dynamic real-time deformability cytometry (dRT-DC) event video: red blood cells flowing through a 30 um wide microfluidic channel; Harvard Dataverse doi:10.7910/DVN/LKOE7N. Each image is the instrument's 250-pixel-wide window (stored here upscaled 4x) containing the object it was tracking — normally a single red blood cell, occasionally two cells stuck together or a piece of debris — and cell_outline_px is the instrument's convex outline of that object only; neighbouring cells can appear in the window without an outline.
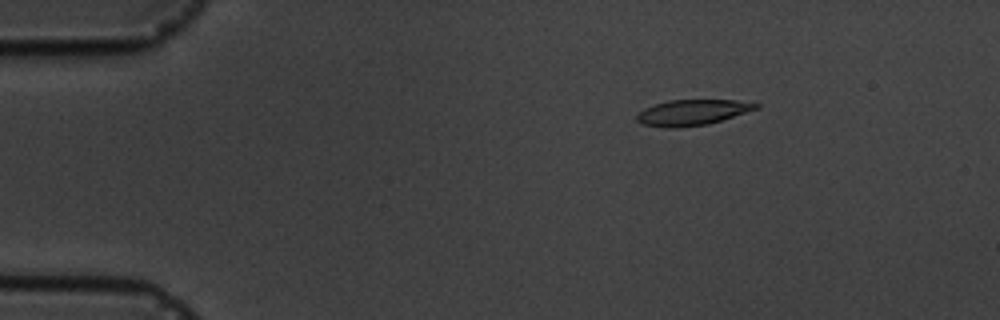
{"species": "common noctule bat (a hibernating species)", "species_latin": "Nyctalus noctula", "temperature_condition": "cold", "stored_images_in_passage": 4, "camera_frame_rate_fps": 3000, "um_per_image_px": 0.085, "animal": {"sex": "male", "body_mass_g": 19.5, "forearm_length_mm": 54.6}, "frame": {"image": 1, "passage_image": 3, "time_ms": 2.333, "image_size_px": [1000, 320], "cell_outline_px": [[760, 108], [708, 124], [676, 128], [664, 128], [644, 124], [636, 120], [636, 116], [644, 108], [668, 100], [736, 100], [760, 104]], "centroid_in_image_um": [58.85, 9.56], "position_along_channel_um": 26.2, "area_um2": 17.74}}